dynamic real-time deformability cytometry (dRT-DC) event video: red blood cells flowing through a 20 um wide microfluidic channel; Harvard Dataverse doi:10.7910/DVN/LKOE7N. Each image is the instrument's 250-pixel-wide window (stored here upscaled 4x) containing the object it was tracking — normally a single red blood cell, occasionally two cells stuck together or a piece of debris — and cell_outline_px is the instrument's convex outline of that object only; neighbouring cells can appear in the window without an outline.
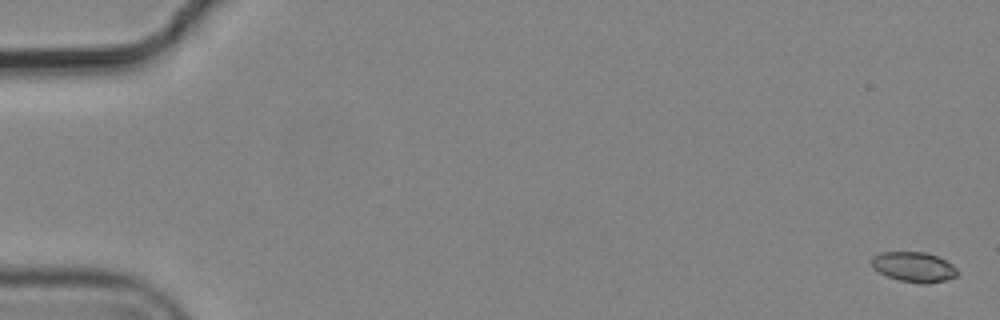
{"species": "common noctule bat (a hibernating species)", "species_latin": "Nyctalus noctula", "temperature_condition": "cold", "stored_images_in_passage": 5, "camera_frame_rate_fps": 3000, "um_per_image_px": 0.085, "animal": {"sex": "male", "body_mass_g": 19.2, "forearm_length_mm": 51.8}, "frame": {"image": 1, "passage_image": 1, "time_ms": 0.0, "image_size_px": [1000, 320], "cell_outline_px": [[956, 276], [948, 280], [928, 284], [920, 284], [900, 280], [888, 276], [872, 268], [872, 256], [880, 252], [924, 252], [936, 256], [952, 264], [956, 268]], "centroid_in_image_um": [77.67, 22.7], "position_along_channel_um": 7.3, "area_um2": 14.97}}
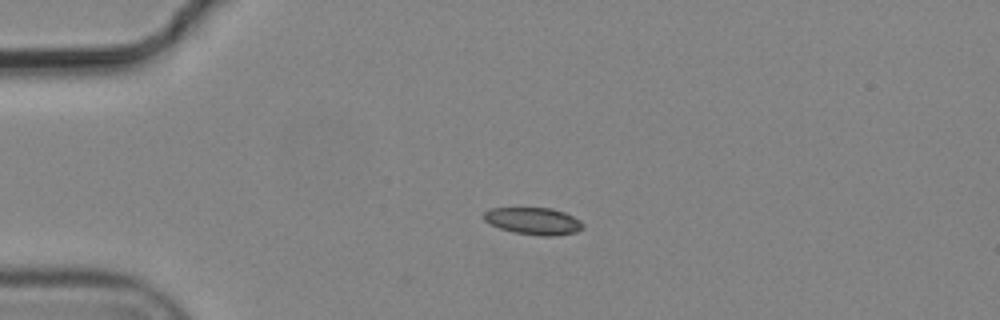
{"frame": {"image": 2, "passage_image": 4, "time_ms": 1.0, "image_size_px": [1000, 320], "cell_outline_px": [[584, 228], [576, 232], [552, 236], [540, 236], [512, 232], [500, 228], [484, 220], [484, 212], [488, 208], [552, 208], [564, 212], [580, 220], [584, 224]], "centroid_in_image_um": [45.36, 18.79], "position_along_channel_um": 39.6, "area_um2": 15.66}}